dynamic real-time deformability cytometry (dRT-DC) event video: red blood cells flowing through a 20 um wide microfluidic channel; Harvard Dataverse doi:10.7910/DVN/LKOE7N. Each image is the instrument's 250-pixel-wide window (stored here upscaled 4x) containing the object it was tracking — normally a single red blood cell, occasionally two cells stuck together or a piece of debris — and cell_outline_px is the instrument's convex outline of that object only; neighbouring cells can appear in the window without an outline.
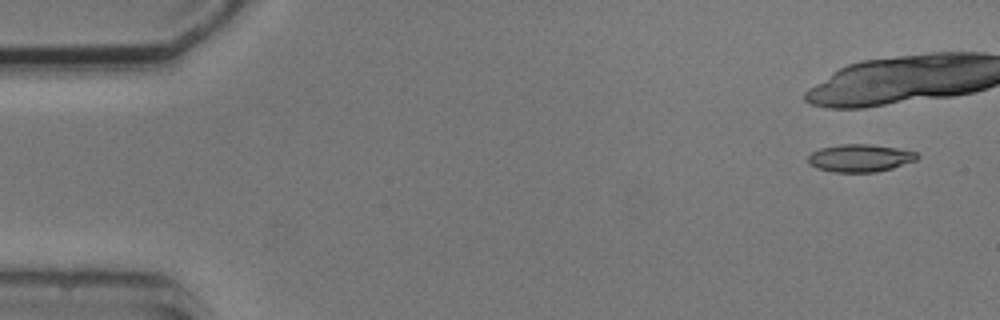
{"species": "common noctule bat (a hibernating species)", "species_latin": "Nyctalus noctula", "temperature_condition": "cold", "stored_images_in_passage": 8, "camera_frame_rate_fps": 3000, "um_per_image_px": 0.085, "animal": {"sex": "male", "body_mass_g": 20.5, "forearm_length_mm": 52.5}, "frame": {"image": 1, "passage_image": 1, "time_ms": 0.0, "image_size_px": [1000, 320], "cell_outline_px": [[920, 156], [916, 160], [892, 168], [876, 172], [832, 172], [816, 168], [808, 164], [808, 156], [812, 152], [820, 148], [844, 144], [868, 144], [896, 148], [916, 152]], "centroid_in_image_um": [73.08, 13.44], "position_along_channel_um": 11.9, "area_um2": 17.51}}